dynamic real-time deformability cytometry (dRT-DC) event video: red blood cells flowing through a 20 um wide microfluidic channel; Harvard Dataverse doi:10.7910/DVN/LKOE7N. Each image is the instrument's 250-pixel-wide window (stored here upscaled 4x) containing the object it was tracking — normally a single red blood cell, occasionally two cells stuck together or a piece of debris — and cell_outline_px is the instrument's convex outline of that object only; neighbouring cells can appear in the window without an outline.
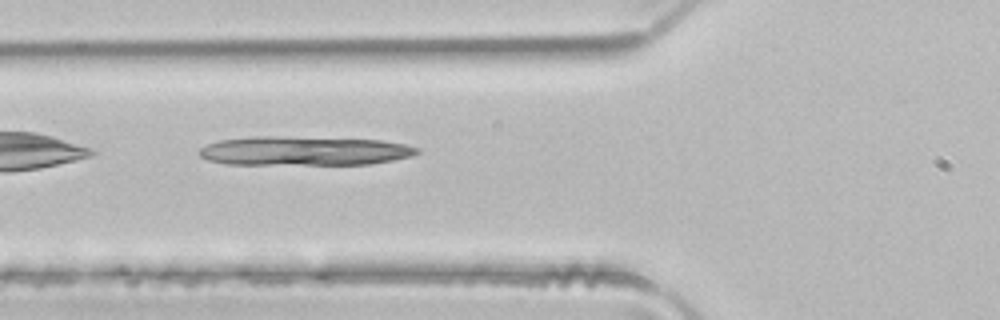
{"species": "common noctule bat (a hibernating species)", "species_latin": "Nyctalus noctula", "temperature_condition": "room temperature", "stored_images_in_passage": 32, "camera_frame_rate_fps": 3000, "um_per_image_px": 0.085, "animal": {"sex": "male", "body_mass_g": 21.5, "forearm_length_mm": 52.0}, "frame": {"image": 1, "passage_image": 3, "time_ms": 0.667, "image_size_px": [1000, 320], "cell_outline_px": [[420, 152], [412, 156], [392, 160], [368, 164], [228, 164], [208, 160], [200, 156], [196, 152], [200, 148], [208, 144], [220, 140], [252, 136], [276, 136], [380, 140], [404, 144], [420, 148]], "centroid_in_image_um": [25.83, 12.82], "position_along_channel_um": 100.0, "area_um2": 36.93}}
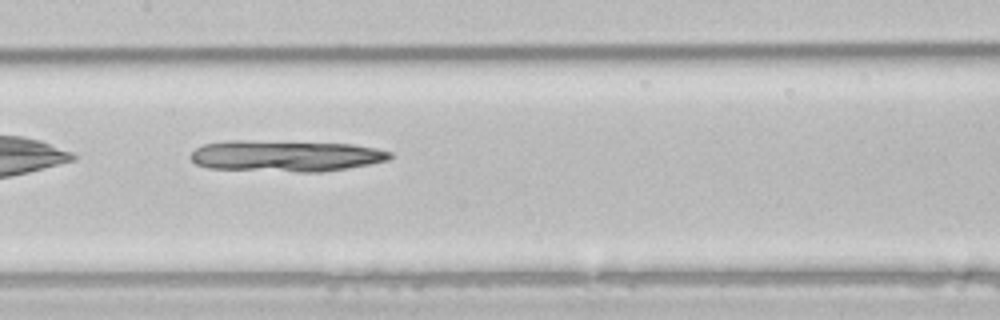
{"frame": {"image": 2, "passage_image": 9, "time_ms": 2.667, "image_size_px": [1000, 320], "cell_outline_px": [[392, 160], [348, 168], [320, 172], [296, 172], [208, 168], [196, 164], [188, 156], [196, 148], [204, 144], [224, 140], [248, 140], [352, 144], [376, 148], [392, 152]], "centroid_in_image_um": [24.29, 13.25], "position_along_channel_um": 183.1, "area_um2": 36.7}}
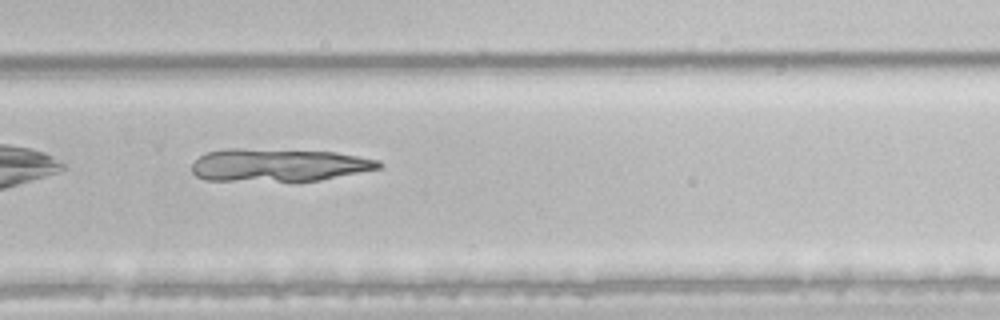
{"frame": {"image": 3, "passage_image": 18, "time_ms": 5.667, "image_size_px": [1000, 320], "cell_outline_px": [[384, 164], [380, 168], [320, 180], [296, 184], [204, 180], [196, 176], [192, 172], [192, 164], [200, 156], [208, 152], [224, 148], [244, 148], [336, 152], [380, 160]], "centroid_in_image_um": [23.66, 14.07], "position_along_channel_um": 306.1, "area_um2": 37.22}}